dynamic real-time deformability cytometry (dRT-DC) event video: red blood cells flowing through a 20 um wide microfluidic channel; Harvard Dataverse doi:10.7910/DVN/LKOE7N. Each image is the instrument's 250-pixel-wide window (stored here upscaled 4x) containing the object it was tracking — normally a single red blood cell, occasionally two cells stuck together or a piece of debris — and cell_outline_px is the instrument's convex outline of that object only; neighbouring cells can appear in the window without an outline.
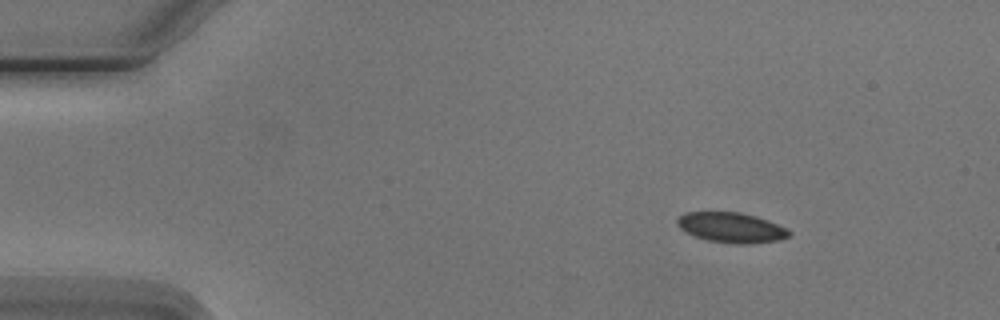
{"species": "Egyptian fruit bat (a non-hibernating species)", "species_latin": "Rousettus aegyptiacus", "temperature_condition": "cold", "stored_images_in_passage": 6, "camera_frame_rate_fps": 3000, "um_per_image_px": 0.085, "animal": {"sex": "male"}, "frame": {"image": 1, "passage_image": 2, "time_ms": 1.0, "image_size_px": [1000, 320], "cell_outline_px": [[792, 236], [780, 240], [752, 244], [732, 244], [708, 240], [684, 232], [676, 224], [676, 220], [684, 212], [740, 212], [756, 216], [776, 224], [792, 232]], "centroid_in_image_um": [62.16, 19.35], "position_along_channel_um": 22.8, "area_um2": 19.77}}
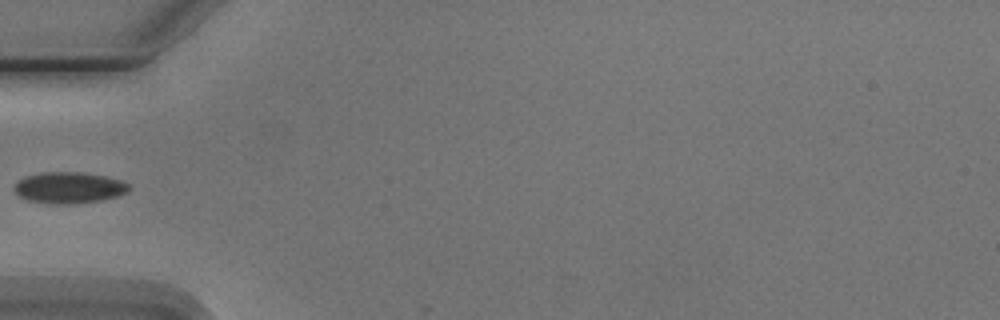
{"frame": {"image": 2, "passage_image": 5, "time_ms": 4.667, "image_size_px": [1000, 320], "cell_outline_px": [[132, 188], [128, 192], [120, 196], [100, 200], [72, 204], [56, 204], [28, 200], [20, 196], [12, 188], [24, 176], [40, 172], [80, 172], [104, 176], [120, 180], [128, 184]], "centroid_in_image_um": [5.88, 15.95], "position_along_channel_um": 79.1, "area_um2": 20.92}}
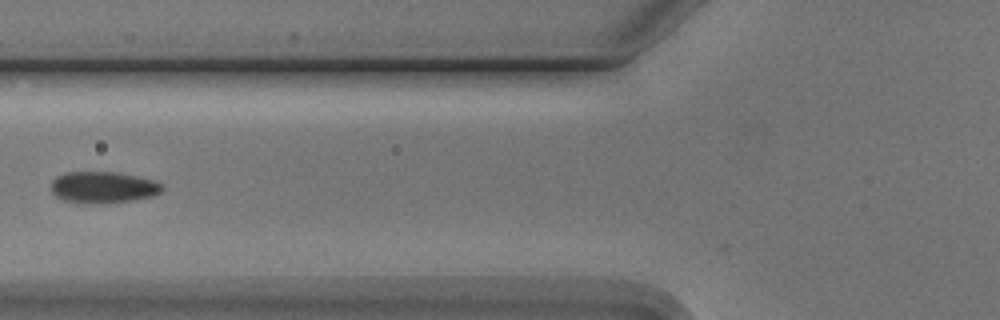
{"frame": {"image": 3, "passage_image": 6, "time_ms": 5.667, "image_size_px": [1000, 320], "cell_outline_px": [[164, 188], [160, 192], [152, 196], [132, 200], [64, 200], [56, 196], [48, 188], [52, 180], [56, 176], [64, 172], [116, 172], [156, 180], [164, 184]], "centroid_in_image_um": [8.78, 15.85], "position_along_channel_um": 117.0, "area_um2": 19.59}}